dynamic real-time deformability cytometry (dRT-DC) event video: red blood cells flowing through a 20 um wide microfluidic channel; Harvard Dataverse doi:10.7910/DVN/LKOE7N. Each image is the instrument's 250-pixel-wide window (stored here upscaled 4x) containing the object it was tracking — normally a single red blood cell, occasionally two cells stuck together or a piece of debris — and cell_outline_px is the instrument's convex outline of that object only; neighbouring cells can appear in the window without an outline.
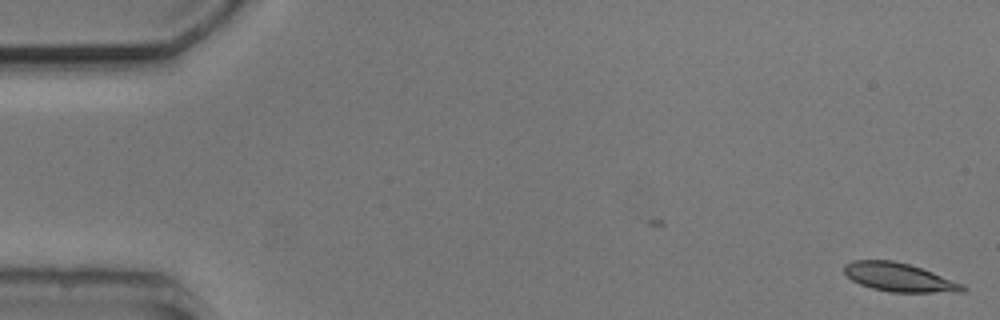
{"species": "common noctule bat (a hibernating species)", "species_latin": "Nyctalus noctula", "temperature_condition": "cold", "stored_images_in_passage": 5, "camera_frame_rate_fps": 3000, "um_per_image_px": 0.085, "animal": {"sex": "male", "body_mass_g": 20.5, "forearm_length_mm": 52.5}, "frame": {"image": 1, "passage_image": 1, "time_ms": 0.0, "image_size_px": [1000, 320], "cell_outline_px": [[968, 288], [964, 292], [888, 292], [872, 288], [860, 284], [852, 280], [844, 272], [844, 264], [852, 260], [892, 260], [908, 264], [932, 272], [964, 284]], "centroid_in_image_um": [76.43, 23.58], "position_along_channel_um": 8.6, "area_um2": 19.71}}
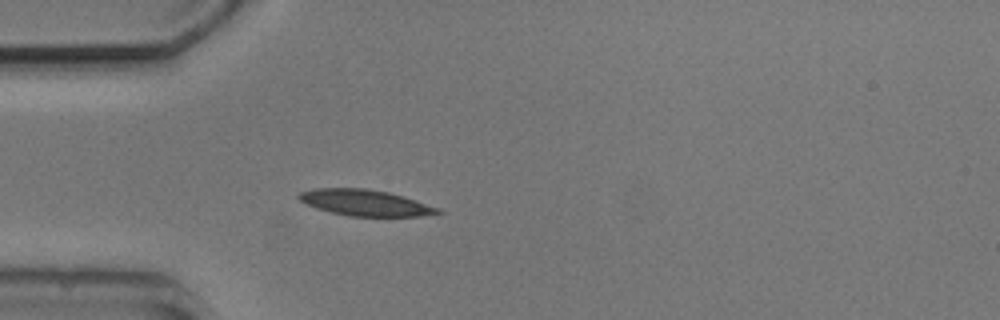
{"frame": {"image": 2, "passage_image": 5, "time_ms": 4.667, "image_size_px": [1000, 320], "cell_outline_px": [[444, 212], [420, 216], [348, 216], [316, 208], [300, 200], [296, 196], [300, 192], [312, 188], [364, 188], [388, 192], [404, 196], [440, 208]], "centroid_in_image_um": [31.04, 17.22], "position_along_channel_um": 54.0, "area_um2": 21.1}}